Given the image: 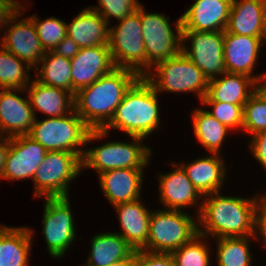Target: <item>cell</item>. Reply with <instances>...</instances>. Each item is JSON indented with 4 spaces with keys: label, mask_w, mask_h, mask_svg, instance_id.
<instances>
[{
    "label": "cell",
    "mask_w": 266,
    "mask_h": 266,
    "mask_svg": "<svg viewBox=\"0 0 266 266\" xmlns=\"http://www.w3.org/2000/svg\"><path fill=\"white\" fill-rule=\"evenodd\" d=\"M251 143L256 160L266 168V131L255 134Z\"/></svg>",
    "instance_id": "40"
},
{
    "label": "cell",
    "mask_w": 266,
    "mask_h": 266,
    "mask_svg": "<svg viewBox=\"0 0 266 266\" xmlns=\"http://www.w3.org/2000/svg\"><path fill=\"white\" fill-rule=\"evenodd\" d=\"M0 178H2V173L5 167L6 157L9 151V138H0Z\"/></svg>",
    "instance_id": "43"
},
{
    "label": "cell",
    "mask_w": 266,
    "mask_h": 266,
    "mask_svg": "<svg viewBox=\"0 0 266 266\" xmlns=\"http://www.w3.org/2000/svg\"><path fill=\"white\" fill-rule=\"evenodd\" d=\"M191 40V49L182 44L185 54L208 79H214L215 74L227 72L224 61V31H182V41Z\"/></svg>",
    "instance_id": "11"
},
{
    "label": "cell",
    "mask_w": 266,
    "mask_h": 266,
    "mask_svg": "<svg viewBox=\"0 0 266 266\" xmlns=\"http://www.w3.org/2000/svg\"><path fill=\"white\" fill-rule=\"evenodd\" d=\"M135 266H175L170 253L149 252L146 250H135Z\"/></svg>",
    "instance_id": "38"
},
{
    "label": "cell",
    "mask_w": 266,
    "mask_h": 266,
    "mask_svg": "<svg viewBox=\"0 0 266 266\" xmlns=\"http://www.w3.org/2000/svg\"><path fill=\"white\" fill-rule=\"evenodd\" d=\"M107 133L103 129H91L73 110L61 117L47 118L38 122L35 119L28 135L47 151H66L78 154L82 158L84 152L79 148L76 149L77 146L101 139Z\"/></svg>",
    "instance_id": "4"
},
{
    "label": "cell",
    "mask_w": 266,
    "mask_h": 266,
    "mask_svg": "<svg viewBox=\"0 0 266 266\" xmlns=\"http://www.w3.org/2000/svg\"><path fill=\"white\" fill-rule=\"evenodd\" d=\"M108 46L116 67L132 70L139 76L148 74L140 5L136 11L121 20L117 27L109 28Z\"/></svg>",
    "instance_id": "5"
},
{
    "label": "cell",
    "mask_w": 266,
    "mask_h": 266,
    "mask_svg": "<svg viewBox=\"0 0 266 266\" xmlns=\"http://www.w3.org/2000/svg\"><path fill=\"white\" fill-rule=\"evenodd\" d=\"M157 91L145 76L127 90L110 121L102 128L120 129L130 136L145 138L159 126Z\"/></svg>",
    "instance_id": "3"
},
{
    "label": "cell",
    "mask_w": 266,
    "mask_h": 266,
    "mask_svg": "<svg viewBox=\"0 0 266 266\" xmlns=\"http://www.w3.org/2000/svg\"><path fill=\"white\" fill-rule=\"evenodd\" d=\"M21 6L23 5L14 0H0V25L7 27L11 22H15L21 12L20 8H23Z\"/></svg>",
    "instance_id": "39"
},
{
    "label": "cell",
    "mask_w": 266,
    "mask_h": 266,
    "mask_svg": "<svg viewBox=\"0 0 266 266\" xmlns=\"http://www.w3.org/2000/svg\"><path fill=\"white\" fill-rule=\"evenodd\" d=\"M8 33L2 37L0 46L13 53L27 66L36 67L45 55L37 34L36 27L29 17L8 28Z\"/></svg>",
    "instance_id": "17"
},
{
    "label": "cell",
    "mask_w": 266,
    "mask_h": 266,
    "mask_svg": "<svg viewBox=\"0 0 266 266\" xmlns=\"http://www.w3.org/2000/svg\"><path fill=\"white\" fill-rule=\"evenodd\" d=\"M197 225L191 216L182 211H153L150 216L148 240L141 249L171 253L198 234Z\"/></svg>",
    "instance_id": "6"
},
{
    "label": "cell",
    "mask_w": 266,
    "mask_h": 266,
    "mask_svg": "<svg viewBox=\"0 0 266 266\" xmlns=\"http://www.w3.org/2000/svg\"><path fill=\"white\" fill-rule=\"evenodd\" d=\"M214 153V156L198 159L195 162L181 167L194 187L204 197L218 192L225 177L223 161Z\"/></svg>",
    "instance_id": "26"
},
{
    "label": "cell",
    "mask_w": 266,
    "mask_h": 266,
    "mask_svg": "<svg viewBox=\"0 0 266 266\" xmlns=\"http://www.w3.org/2000/svg\"><path fill=\"white\" fill-rule=\"evenodd\" d=\"M131 137L135 143L108 142L103 146L84 151L81 159L82 168H94L99 174L111 169H144L151 150L140 143L144 138Z\"/></svg>",
    "instance_id": "10"
},
{
    "label": "cell",
    "mask_w": 266,
    "mask_h": 266,
    "mask_svg": "<svg viewBox=\"0 0 266 266\" xmlns=\"http://www.w3.org/2000/svg\"><path fill=\"white\" fill-rule=\"evenodd\" d=\"M139 77L132 70L114 68L76 93V113L91 129H102L112 118L127 90Z\"/></svg>",
    "instance_id": "1"
},
{
    "label": "cell",
    "mask_w": 266,
    "mask_h": 266,
    "mask_svg": "<svg viewBox=\"0 0 266 266\" xmlns=\"http://www.w3.org/2000/svg\"><path fill=\"white\" fill-rule=\"evenodd\" d=\"M46 152L47 150L29 135L9 138V151L2 178L20 180L31 177L33 179Z\"/></svg>",
    "instance_id": "13"
},
{
    "label": "cell",
    "mask_w": 266,
    "mask_h": 266,
    "mask_svg": "<svg viewBox=\"0 0 266 266\" xmlns=\"http://www.w3.org/2000/svg\"><path fill=\"white\" fill-rule=\"evenodd\" d=\"M81 157L66 151H47L34 177L35 195L68 197V183L82 169Z\"/></svg>",
    "instance_id": "7"
},
{
    "label": "cell",
    "mask_w": 266,
    "mask_h": 266,
    "mask_svg": "<svg viewBox=\"0 0 266 266\" xmlns=\"http://www.w3.org/2000/svg\"><path fill=\"white\" fill-rule=\"evenodd\" d=\"M135 264H136V255L134 252L128 259L121 260L109 266H135Z\"/></svg>",
    "instance_id": "45"
},
{
    "label": "cell",
    "mask_w": 266,
    "mask_h": 266,
    "mask_svg": "<svg viewBox=\"0 0 266 266\" xmlns=\"http://www.w3.org/2000/svg\"><path fill=\"white\" fill-rule=\"evenodd\" d=\"M258 205V211L256 216V228L263 235L264 243L266 245V196L262 195V198Z\"/></svg>",
    "instance_id": "42"
},
{
    "label": "cell",
    "mask_w": 266,
    "mask_h": 266,
    "mask_svg": "<svg viewBox=\"0 0 266 266\" xmlns=\"http://www.w3.org/2000/svg\"><path fill=\"white\" fill-rule=\"evenodd\" d=\"M143 169H111L100 173V186L111 204L132 202L140 197Z\"/></svg>",
    "instance_id": "19"
},
{
    "label": "cell",
    "mask_w": 266,
    "mask_h": 266,
    "mask_svg": "<svg viewBox=\"0 0 266 266\" xmlns=\"http://www.w3.org/2000/svg\"><path fill=\"white\" fill-rule=\"evenodd\" d=\"M40 63H42V67L40 74H37V76H40L36 79L37 81L48 86L64 89L74 96L76 95L72 88L70 59L56 55L52 51H46Z\"/></svg>",
    "instance_id": "29"
},
{
    "label": "cell",
    "mask_w": 266,
    "mask_h": 266,
    "mask_svg": "<svg viewBox=\"0 0 266 266\" xmlns=\"http://www.w3.org/2000/svg\"><path fill=\"white\" fill-rule=\"evenodd\" d=\"M232 0H196L180 17L182 31H225Z\"/></svg>",
    "instance_id": "15"
},
{
    "label": "cell",
    "mask_w": 266,
    "mask_h": 266,
    "mask_svg": "<svg viewBox=\"0 0 266 266\" xmlns=\"http://www.w3.org/2000/svg\"><path fill=\"white\" fill-rule=\"evenodd\" d=\"M264 39H266V17H265V24H264V32H263V36H262V41H264Z\"/></svg>",
    "instance_id": "46"
},
{
    "label": "cell",
    "mask_w": 266,
    "mask_h": 266,
    "mask_svg": "<svg viewBox=\"0 0 266 266\" xmlns=\"http://www.w3.org/2000/svg\"><path fill=\"white\" fill-rule=\"evenodd\" d=\"M88 7L67 24V36L80 47L108 46L109 27L104 18Z\"/></svg>",
    "instance_id": "23"
},
{
    "label": "cell",
    "mask_w": 266,
    "mask_h": 266,
    "mask_svg": "<svg viewBox=\"0 0 266 266\" xmlns=\"http://www.w3.org/2000/svg\"><path fill=\"white\" fill-rule=\"evenodd\" d=\"M80 47L69 36H66L53 50L56 55L72 59L79 52Z\"/></svg>",
    "instance_id": "41"
},
{
    "label": "cell",
    "mask_w": 266,
    "mask_h": 266,
    "mask_svg": "<svg viewBox=\"0 0 266 266\" xmlns=\"http://www.w3.org/2000/svg\"><path fill=\"white\" fill-rule=\"evenodd\" d=\"M264 79L266 80V74H263L257 78V87L255 88V90L260 96H262L266 100V81H264ZM260 81H263V83L259 84Z\"/></svg>",
    "instance_id": "44"
},
{
    "label": "cell",
    "mask_w": 266,
    "mask_h": 266,
    "mask_svg": "<svg viewBox=\"0 0 266 266\" xmlns=\"http://www.w3.org/2000/svg\"><path fill=\"white\" fill-rule=\"evenodd\" d=\"M201 204L199 222L206 230L198 229L203 237L211 234L218 238L256 237L257 198L244 199L220 196L218 192L208 194Z\"/></svg>",
    "instance_id": "2"
},
{
    "label": "cell",
    "mask_w": 266,
    "mask_h": 266,
    "mask_svg": "<svg viewBox=\"0 0 266 266\" xmlns=\"http://www.w3.org/2000/svg\"><path fill=\"white\" fill-rule=\"evenodd\" d=\"M98 2L102 9L98 6L93 7V10L97 11L107 23L110 17H115L119 21L123 20L136 11L140 5L137 0H99Z\"/></svg>",
    "instance_id": "37"
},
{
    "label": "cell",
    "mask_w": 266,
    "mask_h": 266,
    "mask_svg": "<svg viewBox=\"0 0 266 266\" xmlns=\"http://www.w3.org/2000/svg\"><path fill=\"white\" fill-rule=\"evenodd\" d=\"M91 245L86 266H109L128 259L135 252L119 233L98 234L92 239Z\"/></svg>",
    "instance_id": "27"
},
{
    "label": "cell",
    "mask_w": 266,
    "mask_h": 266,
    "mask_svg": "<svg viewBox=\"0 0 266 266\" xmlns=\"http://www.w3.org/2000/svg\"><path fill=\"white\" fill-rule=\"evenodd\" d=\"M32 231L5 227L0 232V266H27Z\"/></svg>",
    "instance_id": "28"
},
{
    "label": "cell",
    "mask_w": 266,
    "mask_h": 266,
    "mask_svg": "<svg viewBox=\"0 0 266 266\" xmlns=\"http://www.w3.org/2000/svg\"><path fill=\"white\" fill-rule=\"evenodd\" d=\"M159 186L161 202L169 210L181 211V208L193 205L197 197L202 196L181 166L172 173L160 175Z\"/></svg>",
    "instance_id": "24"
},
{
    "label": "cell",
    "mask_w": 266,
    "mask_h": 266,
    "mask_svg": "<svg viewBox=\"0 0 266 266\" xmlns=\"http://www.w3.org/2000/svg\"><path fill=\"white\" fill-rule=\"evenodd\" d=\"M30 18L45 51H52L67 36V24L62 20L50 17L41 22L37 16Z\"/></svg>",
    "instance_id": "34"
},
{
    "label": "cell",
    "mask_w": 266,
    "mask_h": 266,
    "mask_svg": "<svg viewBox=\"0 0 266 266\" xmlns=\"http://www.w3.org/2000/svg\"><path fill=\"white\" fill-rule=\"evenodd\" d=\"M169 18L157 14H146L140 5V21L147 57V69L168 58L178 56L182 52L181 18L176 22L177 34L171 30Z\"/></svg>",
    "instance_id": "8"
},
{
    "label": "cell",
    "mask_w": 266,
    "mask_h": 266,
    "mask_svg": "<svg viewBox=\"0 0 266 266\" xmlns=\"http://www.w3.org/2000/svg\"><path fill=\"white\" fill-rule=\"evenodd\" d=\"M159 79L154 80L151 75H145L154 89L159 92H196L202 100L208 90L209 80L183 52L173 58H168L155 65Z\"/></svg>",
    "instance_id": "9"
},
{
    "label": "cell",
    "mask_w": 266,
    "mask_h": 266,
    "mask_svg": "<svg viewBox=\"0 0 266 266\" xmlns=\"http://www.w3.org/2000/svg\"><path fill=\"white\" fill-rule=\"evenodd\" d=\"M247 239L246 236L218 238V266H250L252 256Z\"/></svg>",
    "instance_id": "32"
},
{
    "label": "cell",
    "mask_w": 266,
    "mask_h": 266,
    "mask_svg": "<svg viewBox=\"0 0 266 266\" xmlns=\"http://www.w3.org/2000/svg\"><path fill=\"white\" fill-rule=\"evenodd\" d=\"M201 237L203 238L198 233L189 242L170 253L175 266H209V249L201 242Z\"/></svg>",
    "instance_id": "33"
},
{
    "label": "cell",
    "mask_w": 266,
    "mask_h": 266,
    "mask_svg": "<svg viewBox=\"0 0 266 266\" xmlns=\"http://www.w3.org/2000/svg\"><path fill=\"white\" fill-rule=\"evenodd\" d=\"M43 226L49 254L60 258L75 237L68 197H46Z\"/></svg>",
    "instance_id": "12"
},
{
    "label": "cell",
    "mask_w": 266,
    "mask_h": 266,
    "mask_svg": "<svg viewBox=\"0 0 266 266\" xmlns=\"http://www.w3.org/2000/svg\"><path fill=\"white\" fill-rule=\"evenodd\" d=\"M266 17V0H232L224 32L262 37Z\"/></svg>",
    "instance_id": "20"
},
{
    "label": "cell",
    "mask_w": 266,
    "mask_h": 266,
    "mask_svg": "<svg viewBox=\"0 0 266 266\" xmlns=\"http://www.w3.org/2000/svg\"><path fill=\"white\" fill-rule=\"evenodd\" d=\"M0 50V89H27L30 66H23L22 60L3 47ZM26 70V71H24Z\"/></svg>",
    "instance_id": "31"
},
{
    "label": "cell",
    "mask_w": 266,
    "mask_h": 266,
    "mask_svg": "<svg viewBox=\"0 0 266 266\" xmlns=\"http://www.w3.org/2000/svg\"><path fill=\"white\" fill-rule=\"evenodd\" d=\"M221 79H211L208 83V90L202 102H224L236 105H244L254 93L251 86H255L256 77H249L243 74L223 73ZM250 87V88H249ZM251 91V92H250Z\"/></svg>",
    "instance_id": "21"
},
{
    "label": "cell",
    "mask_w": 266,
    "mask_h": 266,
    "mask_svg": "<svg viewBox=\"0 0 266 266\" xmlns=\"http://www.w3.org/2000/svg\"><path fill=\"white\" fill-rule=\"evenodd\" d=\"M70 61L72 88L76 93L116 68L109 46L80 48Z\"/></svg>",
    "instance_id": "14"
},
{
    "label": "cell",
    "mask_w": 266,
    "mask_h": 266,
    "mask_svg": "<svg viewBox=\"0 0 266 266\" xmlns=\"http://www.w3.org/2000/svg\"><path fill=\"white\" fill-rule=\"evenodd\" d=\"M123 233L119 235L134 249H141L148 240L151 213L140 200L115 205Z\"/></svg>",
    "instance_id": "22"
},
{
    "label": "cell",
    "mask_w": 266,
    "mask_h": 266,
    "mask_svg": "<svg viewBox=\"0 0 266 266\" xmlns=\"http://www.w3.org/2000/svg\"><path fill=\"white\" fill-rule=\"evenodd\" d=\"M192 118L196 138L209 152L218 154L229 128L208 113V110L197 109Z\"/></svg>",
    "instance_id": "30"
},
{
    "label": "cell",
    "mask_w": 266,
    "mask_h": 266,
    "mask_svg": "<svg viewBox=\"0 0 266 266\" xmlns=\"http://www.w3.org/2000/svg\"><path fill=\"white\" fill-rule=\"evenodd\" d=\"M28 97L33 111L37 108L50 115V118L65 116L66 112L75 110L74 95L64 89L42 84L36 79L30 85Z\"/></svg>",
    "instance_id": "25"
},
{
    "label": "cell",
    "mask_w": 266,
    "mask_h": 266,
    "mask_svg": "<svg viewBox=\"0 0 266 266\" xmlns=\"http://www.w3.org/2000/svg\"><path fill=\"white\" fill-rule=\"evenodd\" d=\"M213 106V111H208L219 122L229 129L243 126L244 105H236L224 102H202Z\"/></svg>",
    "instance_id": "36"
},
{
    "label": "cell",
    "mask_w": 266,
    "mask_h": 266,
    "mask_svg": "<svg viewBox=\"0 0 266 266\" xmlns=\"http://www.w3.org/2000/svg\"><path fill=\"white\" fill-rule=\"evenodd\" d=\"M22 90L25 89L0 91V133L9 134L6 136L8 138L28 135L36 119L29 99H23L11 92Z\"/></svg>",
    "instance_id": "16"
},
{
    "label": "cell",
    "mask_w": 266,
    "mask_h": 266,
    "mask_svg": "<svg viewBox=\"0 0 266 266\" xmlns=\"http://www.w3.org/2000/svg\"><path fill=\"white\" fill-rule=\"evenodd\" d=\"M262 37L224 32V61L227 72L252 76Z\"/></svg>",
    "instance_id": "18"
},
{
    "label": "cell",
    "mask_w": 266,
    "mask_h": 266,
    "mask_svg": "<svg viewBox=\"0 0 266 266\" xmlns=\"http://www.w3.org/2000/svg\"><path fill=\"white\" fill-rule=\"evenodd\" d=\"M242 128L254 135L266 131V100L256 91L244 104Z\"/></svg>",
    "instance_id": "35"
}]
</instances>
